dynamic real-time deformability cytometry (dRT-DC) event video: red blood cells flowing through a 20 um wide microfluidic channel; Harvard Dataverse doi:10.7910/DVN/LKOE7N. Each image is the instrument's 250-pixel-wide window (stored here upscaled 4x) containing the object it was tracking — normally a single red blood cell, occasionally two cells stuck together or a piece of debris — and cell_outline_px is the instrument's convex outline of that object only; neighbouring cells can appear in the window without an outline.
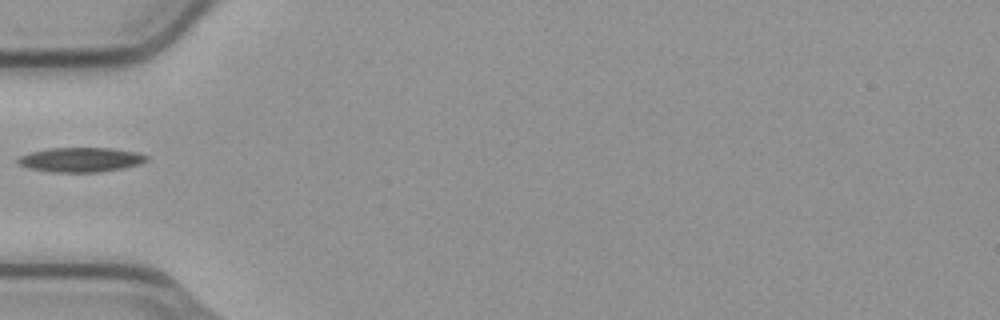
{"species": "common noctule bat (a hibernating species)", "species_latin": "Nyctalus noctula", "temperature_condition": "cold", "stored_images_in_passage": 2, "camera_frame_rate_fps": 3000, "um_per_image_px": 0.085, "animal": {"sex": "male", "body_mass_g": 23.1, "forearm_length_mm": 52.7}, "frame": {"image": 1, "passage_image": 1, "time_ms": 0.0, "image_size_px": [1000, 320], "cell_outline_px": [[148, 160], [140, 164], [100, 172], [52, 172], [28, 168], [20, 164], [16, 160], [20, 156], [32, 152], [48, 148], [112, 148], [140, 152], [148, 156]], "centroid_in_image_um": [6.9, 13.57], "position_along_channel_um": 78.1, "area_um2": 18.38}}
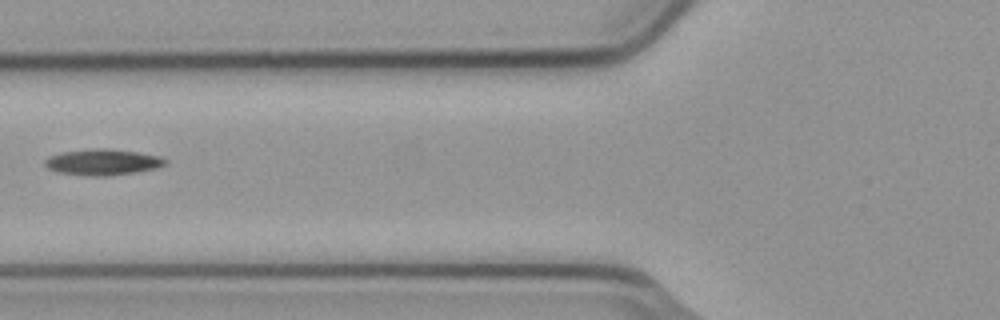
{"frame": {"image": 2, "passage_image": 2, "time_ms": 0.333, "image_size_px": [1000, 320], "cell_outline_px": [[168, 164], [156, 168], [136, 172], [108, 176], [92, 176], [56, 172], [48, 168], [44, 164], [44, 160], [52, 156], [64, 152], [100, 148], [108, 148], [136, 152], [160, 156], [168, 160]], "centroid_in_image_um": [8.78, 13.79], "position_along_channel_um": 117.0, "area_um2": 18.15}}